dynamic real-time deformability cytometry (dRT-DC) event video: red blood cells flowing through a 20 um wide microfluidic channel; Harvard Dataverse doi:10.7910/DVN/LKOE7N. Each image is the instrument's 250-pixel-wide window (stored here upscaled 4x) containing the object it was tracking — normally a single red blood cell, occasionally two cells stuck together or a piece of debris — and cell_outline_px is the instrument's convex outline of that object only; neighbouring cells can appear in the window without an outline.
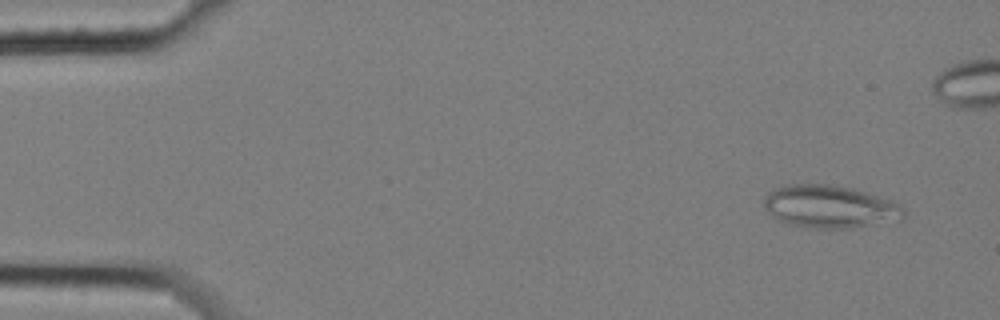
{"species": "common noctule bat (a hibernating species)", "species_latin": "Nyctalus noctula", "temperature_condition": "cold", "stored_images_in_passage": 8, "camera_frame_rate_fps": 3000, "um_per_image_px": 0.085, "animal": {"sex": "female", "body_mass_g": 25.1}, "frame": {"image": 1, "passage_image": 2, "time_ms": 0.333, "image_size_px": [1000, 320], "cell_outline_px": [[904, 216], [900, 220], [852, 228], [816, 228], [792, 224], [780, 220], [764, 204], [764, 196], [768, 192], [780, 184], [828, 184], [852, 188], [892, 200], [904, 208]], "centroid_in_image_um": [70.57, 17.54], "position_along_channel_um": 14.4, "area_um2": 34.51}}